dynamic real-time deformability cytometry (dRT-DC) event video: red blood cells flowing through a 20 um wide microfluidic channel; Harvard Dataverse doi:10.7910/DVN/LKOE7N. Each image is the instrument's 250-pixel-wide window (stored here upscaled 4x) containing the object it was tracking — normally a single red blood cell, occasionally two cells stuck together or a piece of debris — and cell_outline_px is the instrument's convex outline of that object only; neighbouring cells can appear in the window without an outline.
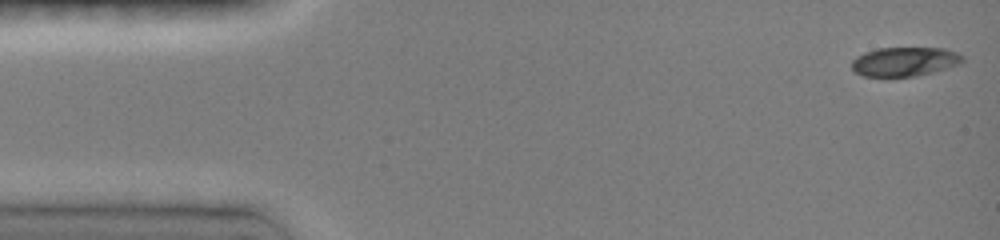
{"species": "common noctule bat (a hibernating species)", "species_latin": "Nyctalus noctula", "temperature_condition": "room temperature", "stored_images_in_passage": 20, "camera_frame_rate_fps": 3000, "um_per_image_px": 0.085, "animal": {"sex": "female", "body_mass_g": 19.0, "forearm_length_mm": 51.5}, "frame": {"image": 1, "passage_image": 1, "time_ms": 0.0, "image_size_px": [1000, 240], "cell_outline_px": [[964, 60], [960, 64], [932, 72], [916, 76], [864, 76], [856, 72], [852, 68], [852, 60], [856, 56], [864, 52], [876, 48], [944, 48], [956, 52], [964, 56]], "centroid_in_image_um": [76.9, 5.22], "position_along_channel_um": 8.1, "area_um2": 18.79}}
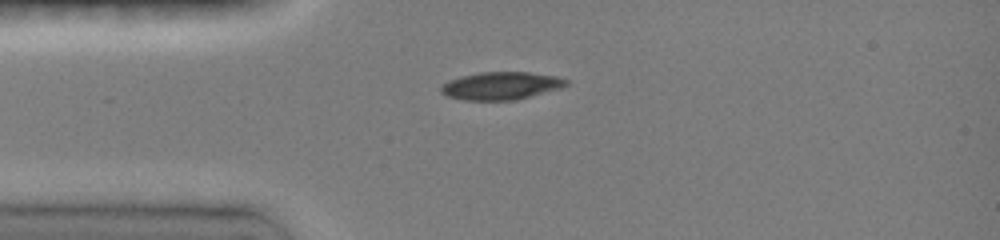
{"frame": {"image": 2, "passage_image": 10, "time_ms": 3.333, "image_size_px": [1000, 240], "cell_outline_px": [[568, 84], [560, 88], [516, 100], [464, 100], [448, 96], [440, 92], [440, 88], [448, 80], [460, 76], [480, 72], [528, 72], [556, 76], [568, 80]], "centroid_in_image_um": [42.57, 7.29], "position_along_channel_um": 42.4, "area_um2": 20.17}}
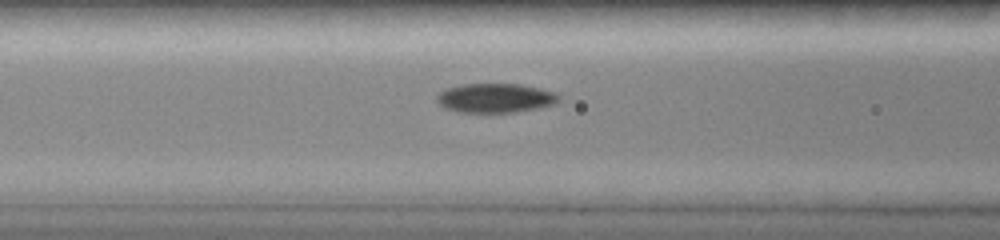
{"frame": {"image": 3, "passage_image": 16, "time_ms": 5.667, "image_size_px": [1000, 240], "cell_outline_px": [[560, 100], [556, 104], [516, 112], [460, 112], [444, 108], [436, 100], [436, 96], [444, 88], [460, 84], [520, 84], [540, 88], [556, 92], [560, 96]], "centroid_in_image_um": [42.11, 8.32], "position_along_channel_um": 124.5, "area_um2": 20.98}}